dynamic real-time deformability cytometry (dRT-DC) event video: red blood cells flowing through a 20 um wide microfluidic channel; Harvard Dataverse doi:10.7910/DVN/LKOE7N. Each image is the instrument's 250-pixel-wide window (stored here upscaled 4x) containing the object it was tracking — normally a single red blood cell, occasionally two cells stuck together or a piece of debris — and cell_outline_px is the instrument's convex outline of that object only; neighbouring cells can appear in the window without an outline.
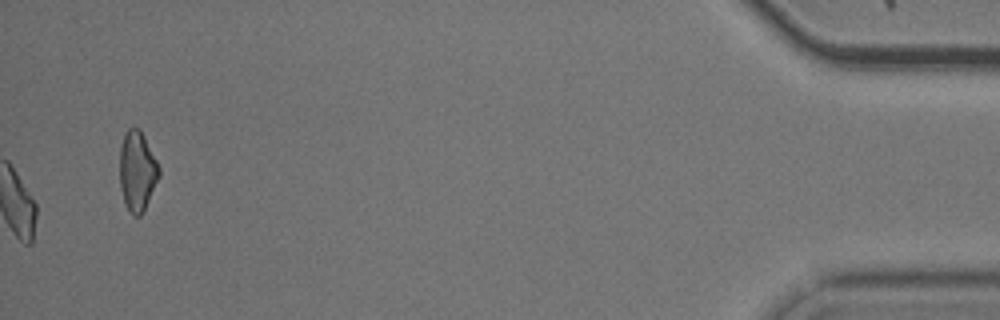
{"species": "common noctule bat (a hibernating species)", "species_latin": "Nyctalus noctula", "temperature_condition": "cold", "stored_images_in_passage": 54, "camera_frame_rate_fps": 3000, "um_per_image_px": 0.085, "animal": {"sex": "male", "body_mass_g": 20.5, "forearm_length_mm": 52.5}, "frame": {"image": 1, "passage_image": 54, "time_ms": 17.667, "image_size_px": [1000, 320], "cell_outline_px": [[160, 176], [140, 216], [132, 216], [124, 200], [120, 184], [120, 148], [124, 132], [128, 128], [140, 128], [160, 168]], "centroid_in_image_um": [11.66, 14.51], "position_along_channel_um": 423.5, "area_um2": 18.09}, "authors_computed_cell_mechanics": {"area_um2": 16.7331, "velocity_mm_per_s": 3.7246, "shape_relaxation_time_tau1_ms": 3.8794, "shape_relaxation_time_tau2_ms": 9.0245, "deformation_change_tau1": 0.1078, "deformation_change_tau2": 0.1738}}